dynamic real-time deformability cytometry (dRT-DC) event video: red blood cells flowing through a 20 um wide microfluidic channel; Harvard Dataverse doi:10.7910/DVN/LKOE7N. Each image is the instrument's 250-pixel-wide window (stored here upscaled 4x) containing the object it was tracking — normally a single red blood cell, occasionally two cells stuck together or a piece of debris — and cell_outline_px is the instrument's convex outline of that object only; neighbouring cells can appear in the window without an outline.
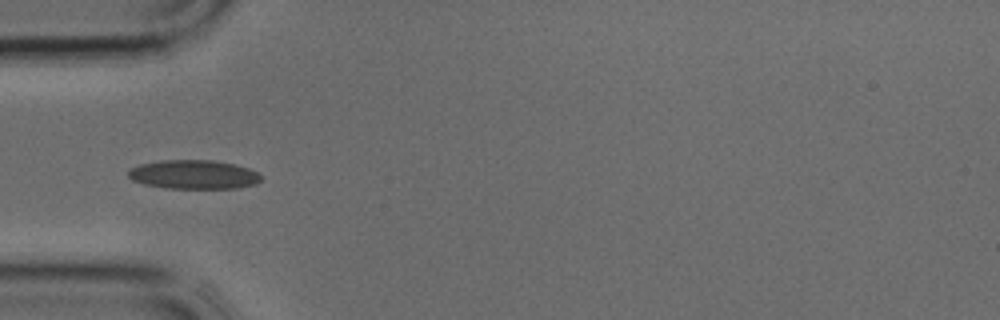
{"species": "common noctule bat (a hibernating species)", "species_latin": "Nyctalus noctula", "temperature_condition": "cold", "stored_images_in_passage": 25, "camera_frame_rate_fps": 3000, "um_per_image_px": 0.085, "animal": {"sex": "male", "body_mass_g": 17.9, "forearm_length_mm": 54.2}, "frame": {"image": 1, "passage_image": 1, "time_ms": 0.0, "image_size_px": [1000, 320], "cell_outline_px": [[260, 180], [256, 184], [236, 188], [168, 188], [144, 184], [132, 180], [128, 176], [128, 172], [132, 168], [140, 164], [160, 160], [212, 160], [232, 164], [248, 168], [256, 172], [260, 176]], "centroid_in_image_um": [16.44, 14.83], "position_along_channel_um": 68.6, "area_um2": 22.2}}
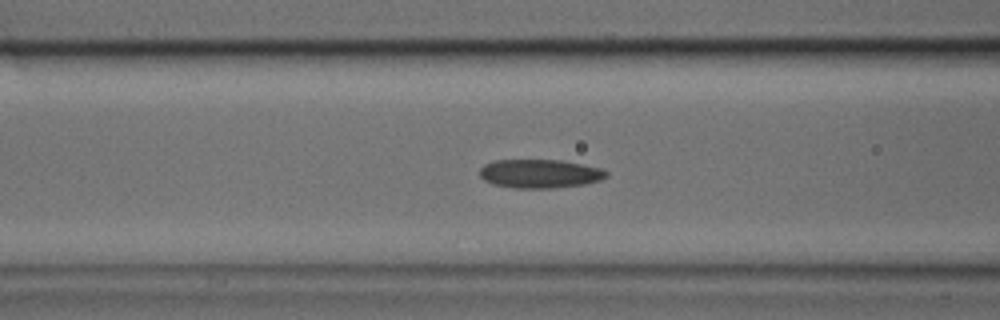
{"frame": {"image": 2, "passage_image": 4, "time_ms": 1.0, "image_size_px": [1000, 320], "cell_outline_px": [[608, 176], [600, 180], [584, 184], [552, 188], [512, 188], [492, 184], [484, 180], [480, 176], [480, 168], [484, 164], [496, 160], [560, 160], [600, 168], [608, 172]], "centroid_in_image_um": [45.86, 14.76], "position_along_channel_um": 120.7, "area_um2": 21.15}}
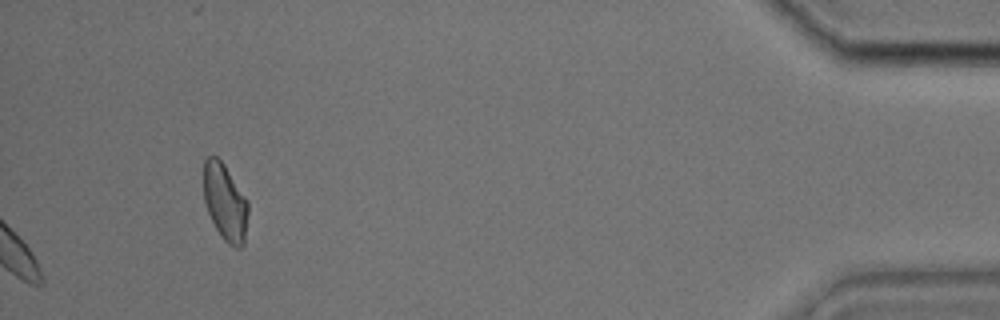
{"frame": {"image": 3, "passage_image": 25, "time_ms": 8.0, "image_size_px": [1000, 320], "cell_outline_px": [[248, 212], [244, 244], [240, 248], [236, 248], [228, 244], [220, 236], [208, 212], [204, 200], [204, 156], [216, 156], [224, 164], [248, 200]], "centroid_in_image_um": [19.14, 17.19], "position_along_channel_um": 416.1, "area_um2": 20.0}}